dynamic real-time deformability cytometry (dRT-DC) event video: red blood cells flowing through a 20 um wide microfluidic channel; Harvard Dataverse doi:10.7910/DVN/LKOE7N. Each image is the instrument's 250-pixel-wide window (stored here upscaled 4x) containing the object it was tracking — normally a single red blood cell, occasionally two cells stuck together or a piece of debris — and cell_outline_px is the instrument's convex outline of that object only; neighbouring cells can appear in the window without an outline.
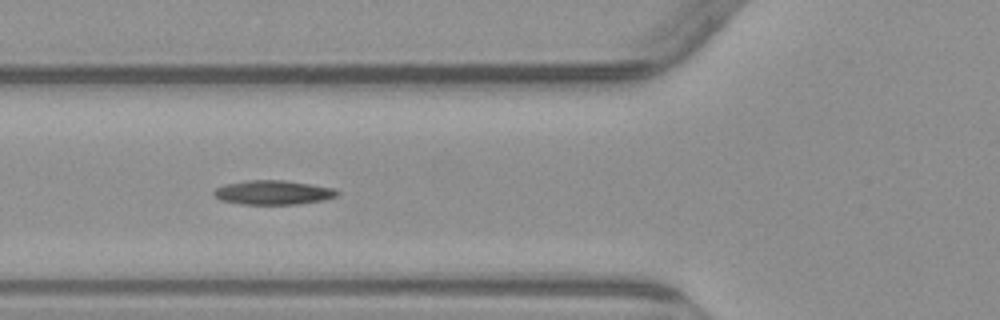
{"species": "common noctule bat (a hibernating species)", "species_latin": "Nyctalus noctula", "temperature_condition": "warm", "stored_images_in_passage": 6, "camera_frame_rate_fps": 3000, "um_per_image_px": 0.085, "animal": {"sex": "male", "body_mass_g": 23.1, "forearm_length_mm": 52.7}, "frame": {"image": 1, "passage_image": 5, "time_ms": 4.667, "image_size_px": [1000, 320], "cell_outline_px": [[340, 192], [336, 196], [324, 200], [296, 204], [240, 204], [220, 200], [212, 192], [216, 188], [224, 184], [248, 180], [284, 180], [332, 188]], "centroid_in_image_um": [23.18, 16.36], "position_along_channel_um": 102.6, "area_um2": 17.28}}
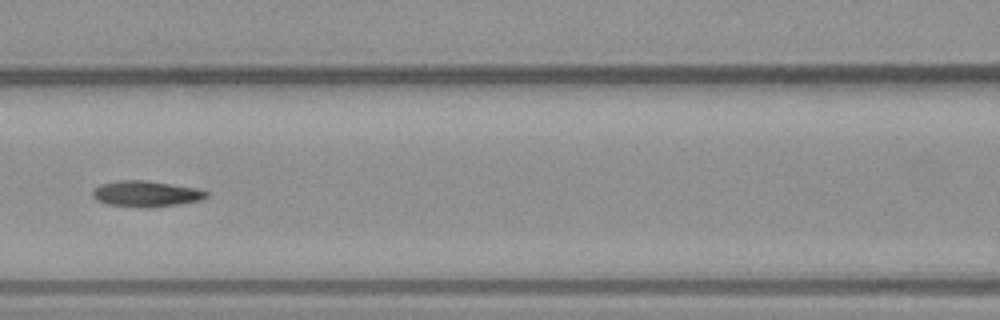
{"frame": {"image": 2, "passage_image": 6, "time_ms": 6.0, "image_size_px": [1000, 320], "cell_outline_px": [[208, 196], [200, 200], [152, 208], [136, 208], [104, 204], [96, 200], [92, 196], [92, 192], [100, 184], [120, 180], [144, 180], [196, 188], [208, 192]], "centroid_in_image_um": [12.36, 16.49], "position_along_channel_um": 154.2, "area_um2": 17.28}}